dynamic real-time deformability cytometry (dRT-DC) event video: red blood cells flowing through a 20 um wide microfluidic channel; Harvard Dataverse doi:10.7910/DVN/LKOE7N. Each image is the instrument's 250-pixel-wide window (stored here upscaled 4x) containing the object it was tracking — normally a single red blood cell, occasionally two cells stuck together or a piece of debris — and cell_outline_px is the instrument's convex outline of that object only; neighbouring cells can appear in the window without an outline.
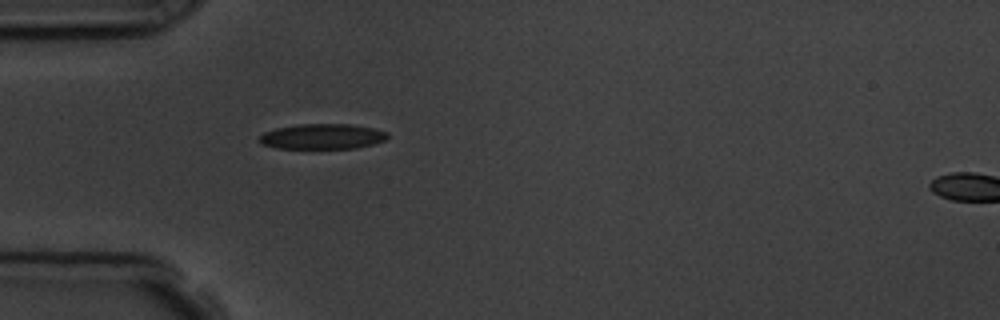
{"species": "common noctule bat (a hibernating species)", "species_latin": "Nyctalus noctula", "temperature_condition": "room temperature", "stored_images_in_passage": 2, "segment_of_instrument_passage": [1, 2], "camera_frame_rate_fps": 3000, "um_per_image_px": 0.085, "animal": {"sex": "male", "body_mass_g": 19.5, "forearm_length_mm": 54.6}, "frame": {"image": 1, "passage_image": 1, "time_ms": 0.0, "image_size_px": [1000, 320], "cell_outline_px": [[388, 136], [384, 140], [372, 144], [356, 148], [276, 148], [260, 144], [256, 140], [264, 132], [276, 128], [300, 124], [348, 124], [372, 128], [388, 132]], "centroid_in_image_um": [27.34, 11.6], "position_along_channel_um": 57.7, "area_um2": 18.84}}